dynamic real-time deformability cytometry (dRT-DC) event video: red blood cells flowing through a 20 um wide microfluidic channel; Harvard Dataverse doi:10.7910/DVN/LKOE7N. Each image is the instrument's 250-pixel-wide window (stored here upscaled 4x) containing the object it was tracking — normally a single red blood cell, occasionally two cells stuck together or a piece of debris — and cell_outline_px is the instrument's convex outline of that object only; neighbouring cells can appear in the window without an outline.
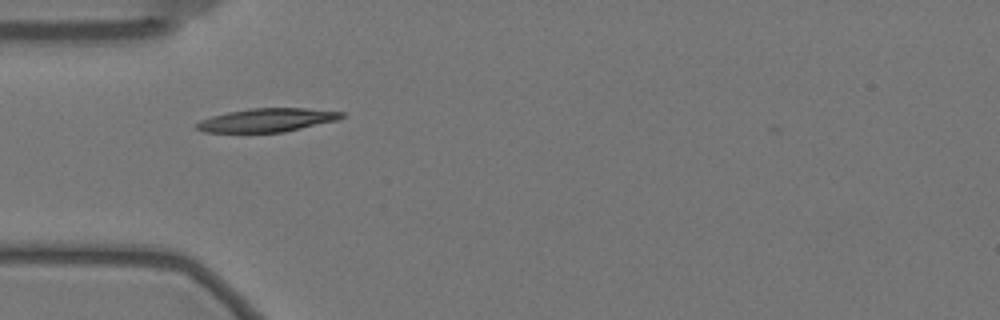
{"species": "Egyptian fruit bat (a non-hibernating species)", "species_latin": "Rousettus aegyptiacus", "temperature_condition": "warm", "stored_images_in_passage": 6, "camera_frame_rate_fps": 3000, "um_per_image_px": 0.085, "animal": {"sex": "female"}, "frame": {"image": 1, "passage_image": 2, "time_ms": 0.333, "image_size_px": [1000, 320], "cell_outline_px": [[344, 116], [336, 120], [284, 132], [204, 132], [196, 128], [196, 124], [200, 120], [212, 116], [228, 112], [252, 108], [304, 108], [344, 112]], "centroid_in_image_um": [22.68, 10.2], "position_along_channel_um": 62.3, "area_um2": 19.59}}
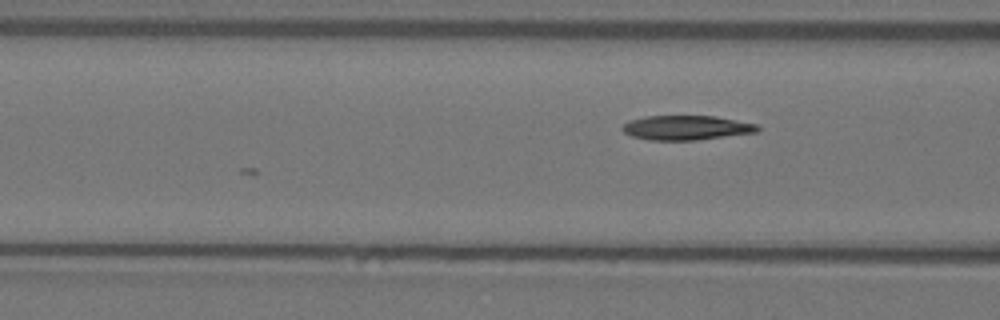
{"frame": {"image": 2, "passage_image": 6, "time_ms": 1.667, "image_size_px": [1000, 320], "cell_outline_px": [[760, 128], [756, 132], [696, 140], [648, 140], [632, 136], [624, 132], [620, 128], [628, 120], [644, 116], [716, 116], [756, 124]], "centroid_in_image_um": [58.29, 10.85], "position_along_channel_um": 108.3, "area_um2": 19.25}}